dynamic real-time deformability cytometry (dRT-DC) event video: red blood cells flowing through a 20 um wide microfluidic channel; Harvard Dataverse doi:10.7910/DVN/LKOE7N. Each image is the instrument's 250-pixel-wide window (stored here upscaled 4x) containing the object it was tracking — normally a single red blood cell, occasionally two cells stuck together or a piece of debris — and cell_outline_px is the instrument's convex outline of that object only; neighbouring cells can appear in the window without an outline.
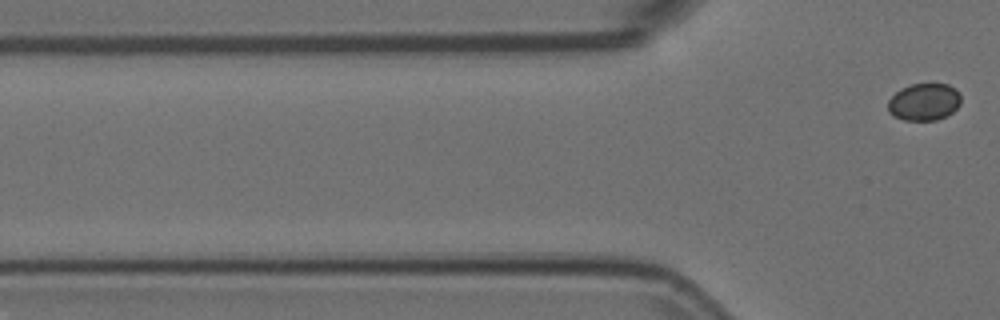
{"species": "Egyptian fruit bat (a non-hibernating species)", "species_latin": "Rousettus aegyptiacus", "temperature_condition": "room temperature", "stored_images_in_passage": 5, "segment_of_instrument_passage": [2, 2], "camera_frame_rate_fps": 3000, "um_per_image_px": 0.085, "animal": {"sex": "female"}, "frame": {"image": 1, "passage_image": 5, "time_ms": 1.333, "image_size_px": [1000, 320], "cell_outline_px": [[960, 104], [948, 116], [936, 120], [904, 120], [892, 116], [888, 112], [888, 100], [900, 88], [912, 84], [948, 84], [956, 88], [960, 92]], "centroid_in_image_um": [78.55, 8.66], "position_along_channel_um": 47.3, "area_um2": 16.01}}